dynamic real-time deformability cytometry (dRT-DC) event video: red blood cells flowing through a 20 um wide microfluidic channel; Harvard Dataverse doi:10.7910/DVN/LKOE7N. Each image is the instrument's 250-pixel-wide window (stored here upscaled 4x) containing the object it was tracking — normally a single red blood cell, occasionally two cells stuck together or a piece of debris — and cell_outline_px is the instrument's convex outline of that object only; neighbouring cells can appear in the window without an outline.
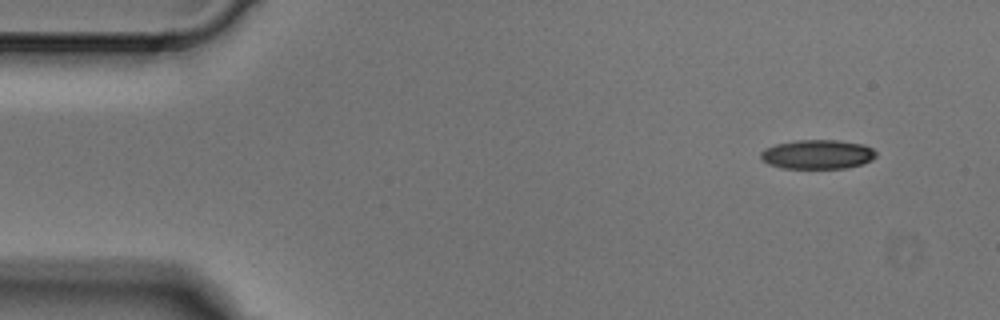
{"species": "Egyptian fruit bat (a non-hibernating species)", "species_latin": "Rousettus aegyptiacus", "temperature_condition": "cold", "stored_images_in_passage": 4, "camera_frame_rate_fps": 3000, "um_per_image_px": 0.085, "animal": {"sex": "male"}, "frame": {"image": 1, "passage_image": 1, "time_ms": 0.0, "image_size_px": [1000, 320], "cell_outline_px": [[876, 156], [872, 160], [864, 164], [848, 168], [780, 168], [768, 164], [760, 156], [760, 152], [764, 148], [776, 144], [796, 140], [836, 140], [864, 144], [872, 148], [876, 152]], "centroid_in_image_um": [69.5, 13.12], "position_along_channel_um": 15.5, "area_um2": 19.83}}